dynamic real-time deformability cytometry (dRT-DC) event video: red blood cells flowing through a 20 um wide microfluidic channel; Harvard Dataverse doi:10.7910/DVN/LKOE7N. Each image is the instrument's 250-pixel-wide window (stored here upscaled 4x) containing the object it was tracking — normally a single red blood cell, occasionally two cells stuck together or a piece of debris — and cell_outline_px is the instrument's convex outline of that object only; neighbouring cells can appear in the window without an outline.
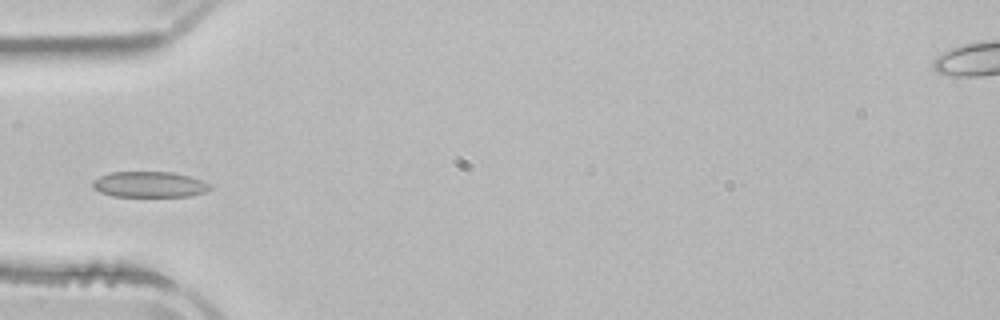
{"species": "common noctule bat (a hibernating species)", "species_latin": "Nyctalus noctula", "temperature_condition": "room temperature", "stored_images_in_passage": 2, "camera_frame_rate_fps": 3000, "um_per_image_px": 0.085, "animal": {"sex": "male", "body_mass_g": 21.5, "forearm_length_mm": 52.0}, "frame": {"image": 1, "passage_image": 2, "time_ms": 1.667, "image_size_px": [1000, 320], "cell_outline_px": [[212, 188], [204, 192], [192, 196], [112, 196], [100, 192], [92, 188], [92, 180], [100, 176], [112, 172], [172, 172], [188, 176], [200, 180], [208, 184]], "centroid_in_image_um": [12.65, 15.68], "position_along_channel_um": 72.3, "area_um2": 17.51}}